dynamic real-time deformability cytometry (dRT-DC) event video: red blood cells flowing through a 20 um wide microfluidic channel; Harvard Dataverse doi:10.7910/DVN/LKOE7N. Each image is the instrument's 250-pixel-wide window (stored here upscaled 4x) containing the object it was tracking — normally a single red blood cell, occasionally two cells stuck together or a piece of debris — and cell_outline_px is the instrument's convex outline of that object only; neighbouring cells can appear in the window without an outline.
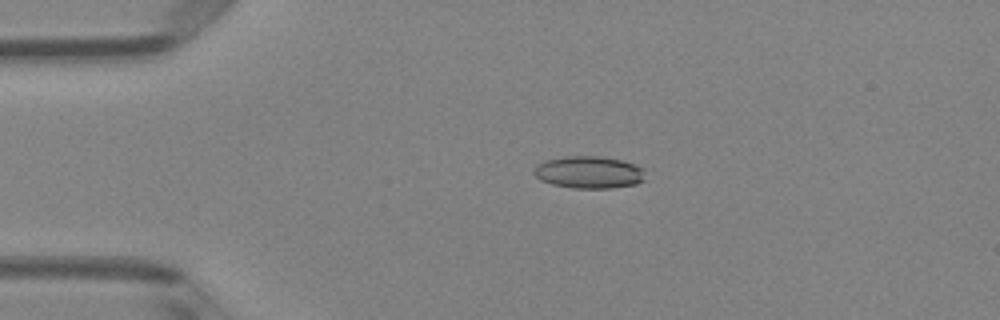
{"species": "Egyptian fruit bat (a non-hibernating species)", "species_latin": "Rousettus aegyptiacus", "temperature_condition": "room temperature", "stored_images_in_passage": 50, "camera_frame_rate_fps": 3000, "um_per_image_px": 0.085, "animal": {"sex": "female"}, "frame": {"image": 1, "passage_image": 11, "time_ms": 3.333, "image_size_px": [1000, 320], "cell_outline_px": [[644, 180], [636, 184], [612, 188], [572, 188], [552, 184], [540, 180], [532, 172], [544, 160], [564, 156], [600, 156], [620, 160], [636, 164], [644, 168]], "centroid_in_image_um": [50.08, 14.64], "position_along_channel_um": 34.9, "area_um2": 20.98}}
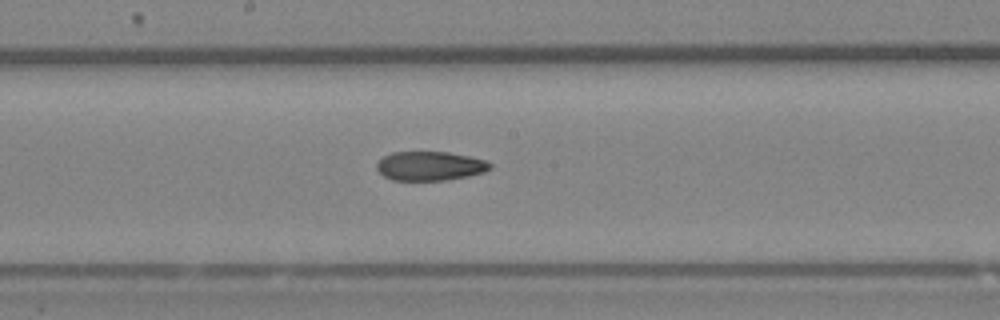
{"frame": {"image": 2, "passage_image": 27, "time_ms": 8.667, "image_size_px": [1000, 320], "cell_outline_px": [[492, 168], [484, 172], [468, 176], [448, 180], [392, 180], [384, 176], [376, 168], [376, 164], [384, 156], [392, 152], [448, 152], [468, 156], [484, 160], [492, 164]], "centroid_in_image_um": [36.55, 14.11], "position_along_channel_um": 211.6, "area_um2": 19.19}}
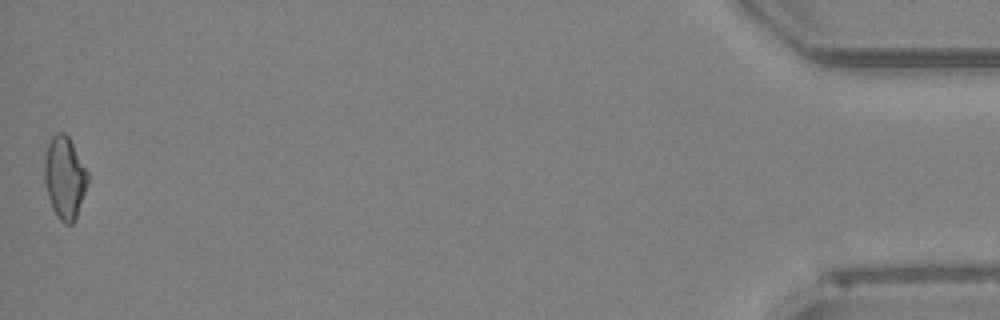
{"frame": {"image": 3, "passage_image": 50, "time_ms": 16.333, "image_size_px": [1000, 320], "cell_outline_px": [[88, 184], [76, 216], [72, 224], [64, 224], [56, 216], [52, 208], [48, 196], [44, 180], [44, 156], [48, 144], [52, 136], [56, 132], [64, 132], [68, 136], [88, 172]], "centroid_in_image_um": [5.48, 15.09], "position_along_channel_um": 429.7, "area_um2": 20.75}, "authors_computed_cell_mechanics": {"area_um2": 20.2011, "velocity_mm_per_s": 4.0732, "shape_relaxation_time_tau1_ms": null, "shape_relaxation_time_tau2_ms": 6.4481, "deformation_change_tau1": null, "deformation_change_tau2": 0.1522}}